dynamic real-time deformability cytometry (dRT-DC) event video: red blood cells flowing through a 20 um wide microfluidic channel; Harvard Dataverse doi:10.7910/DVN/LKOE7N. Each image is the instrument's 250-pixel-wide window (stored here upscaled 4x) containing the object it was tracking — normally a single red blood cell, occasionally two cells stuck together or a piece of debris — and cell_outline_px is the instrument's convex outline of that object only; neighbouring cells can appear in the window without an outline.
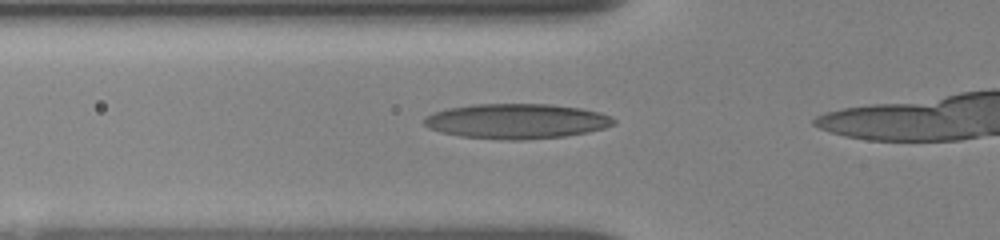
{"species": "human", "species_latin": "Homo sapiens", "temperature_condition": "room temperature", "stored_images_in_passage": 16, "camera_frame_rate_fps": 3000, "um_per_image_px": 0.085, "donor": {"sex": "female"}, "frame": {"image": 1, "passage_image": 10, "time_ms": 3.0, "image_size_px": [1000, 240], "cell_outline_px": [[616, 124], [604, 128], [588, 132], [564, 136], [524, 140], [504, 140], [460, 136], [440, 132], [428, 128], [424, 124], [424, 116], [432, 112], [448, 108], [472, 104], [552, 104], [580, 108], [600, 112], [616, 120]], "centroid_in_image_um": [43.88, 10.3], "position_along_channel_um": 81.9, "area_um2": 38.9}}
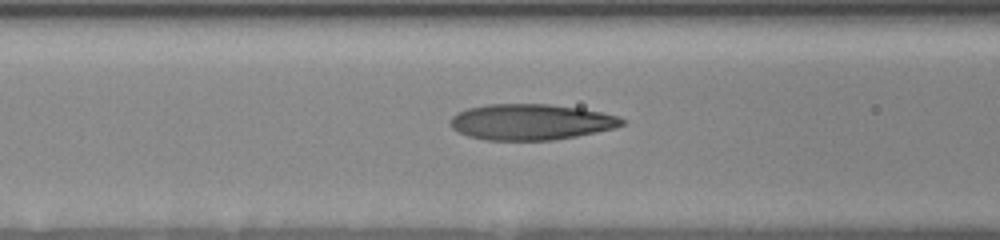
{"frame": {"image": 2, "passage_image": 14, "time_ms": 4.0, "image_size_px": [1000, 240], "cell_outline_px": [[624, 124], [616, 128], [576, 136], [552, 140], [484, 140], [468, 136], [452, 128], [452, 116], [456, 112], [468, 108], [488, 104], [548, 104], [580, 108], [600, 112], [616, 116], [624, 120]], "centroid_in_image_um": [45.12, 10.37], "position_along_channel_um": 121.5, "area_um2": 35.72}}